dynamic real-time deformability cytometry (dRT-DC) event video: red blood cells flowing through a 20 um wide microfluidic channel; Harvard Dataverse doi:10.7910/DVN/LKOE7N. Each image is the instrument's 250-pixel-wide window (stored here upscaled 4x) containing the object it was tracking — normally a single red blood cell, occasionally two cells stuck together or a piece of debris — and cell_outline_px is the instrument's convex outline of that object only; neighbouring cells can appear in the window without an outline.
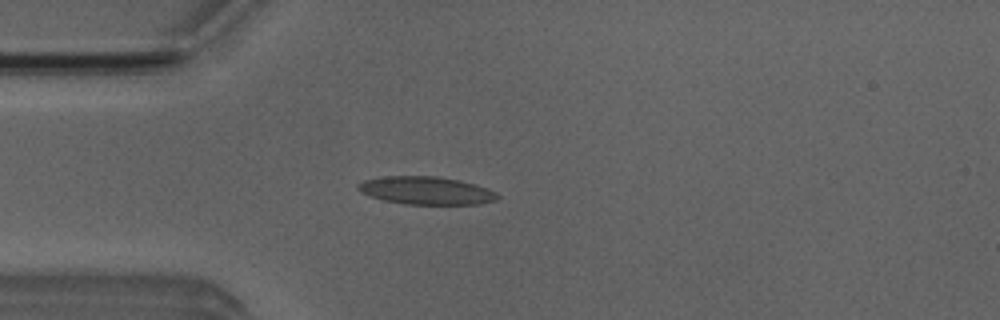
{"species": "Egyptian fruit bat (a non-hibernating species)", "species_latin": "Rousettus aegyptiacus", "temperature_condition": "room temperature", "stored_images_in_passage": 47, "camera_frame_rate_fps": 3000, "um_per_image_px": 0.085, "animal": {"sex": "male"}, "frame": {"image": 1, "passage_image": 10, "time_ms": 3.0, "image_size_px": [1000, 320], "cell_outline_px": [[500, 196], [496, 200], [480, 204], [404, 204], [384, 200], [360, 192], [356, 188], [356, 184], [364, 180], [384, 176], [436, 176], [460, 180], [476, 184], [488, 188], [496, 192]], "centroid_in_image_um": [36.23, 16.19], "position_along_channel_um": 48.8, "area_um2": 22.77}}
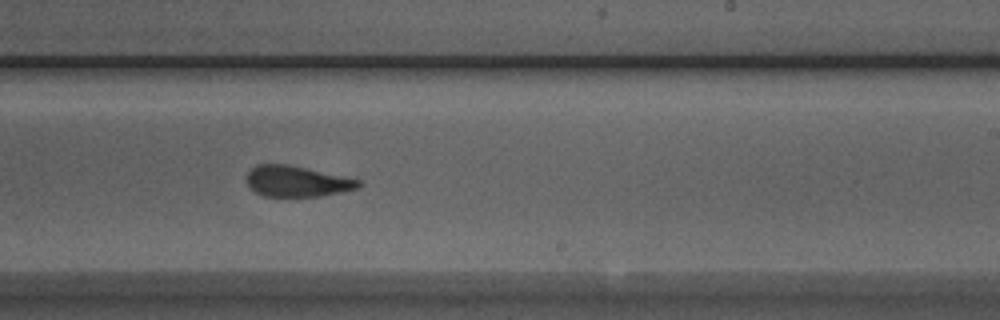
{"frame": {"image": 2, "passage_image": 27, "time_ms": 8.667, "image_size_px": [1000, 320], "cell_outline_px": [[364, 184], [356, 188], [340, 192], [320, 196], [264, 196], [256, 192], [248, 184], [248, 172], [256, 164], [284, 164], [304, 168], [360, 180]], "centroid_in_image_um": [25.23, 15.41], "position_along_channel_um": 263.8, "area_um2": 19.59}}
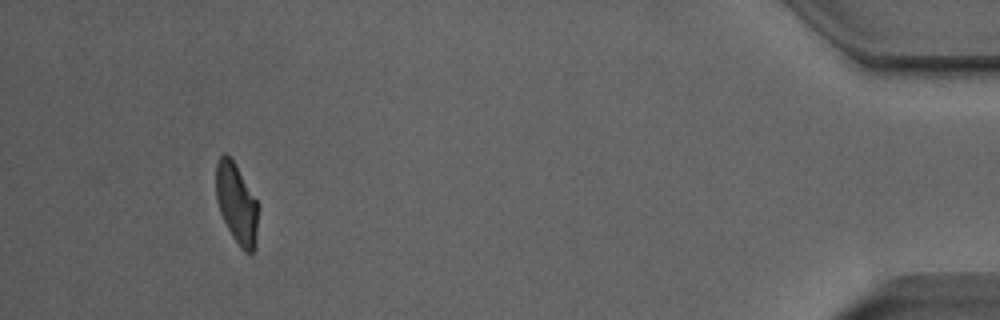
{"frame": {"image": 3, "passage_image": 44, "time_ms": 14.333, "image_size_px": [1000, 320], "cell_outline_px": [[260, 204], [256, 248], [252, 252], [244, 252], [240, 248], [232, 236], [220, 212], [216, 200], [216, 164], [220, 156], [224, 152], [236, 164]], "centroid_in_image_um": [20.16, 17.32], "position_along_channel_um": 415.0, "area_um2": 20.23}, "authors_computed_cell_mechanics": {"area_um2": 21.3282, "velocity_mm_per_s": 3.9778, "shape_relaxation_time_tau1_ms": 3.9751, "shape_relaxation_time_tau2_ms": 1.5436, "deformation_change_tau1": 0.1743, "deformation_change_tau2": 0.1027}}